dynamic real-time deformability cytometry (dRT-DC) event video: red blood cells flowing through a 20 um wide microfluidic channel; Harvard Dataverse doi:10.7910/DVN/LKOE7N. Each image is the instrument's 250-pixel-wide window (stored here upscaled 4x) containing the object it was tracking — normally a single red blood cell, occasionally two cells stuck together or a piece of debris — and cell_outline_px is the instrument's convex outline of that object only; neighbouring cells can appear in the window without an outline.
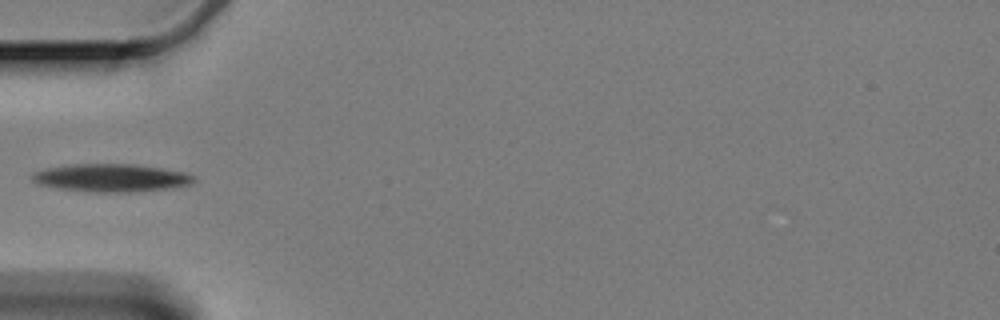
{"species": "Egyptian fruit bat (a non-hibernating species)", "species_latin": "Rousettus aegyptiacus", "temperature_condition": "cold", "stored_images_in_passage": 12, "camera_frame_rate_fps": 3000, "um_per_image_px": 0.085, "animal": {"sex": "female"}, "frame": {"image": 1, "passage_image": 1, "time_ms": 0.0, "image_size_px": [1000, 320], "cell_outline_px": [[196, 180], [192, 184], [168, 188], [136, 192], [88, 192], [56, 188], [36, 184], [32, 180], [32, 172], [44, 168], [72, 164], [136, 164], [184, 172], [196, 176]], "centroid_in_image_um": [9.42, 15.12], "position_along_channel_um": 75.6, "area_um2": 26.59}}
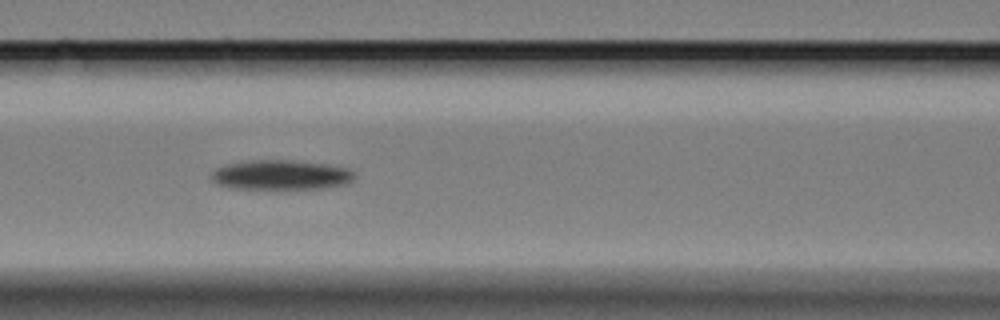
{"frame": {"image": 2, "passage_image": 7, "time_ms": 2.0, "image_size_px": [1000, 320], "cell_outline_px": [[356, 176], [348, 184], [324, 188], [232, 188], [216, 184], [208, 176], [216, 168], [228, 164], [252, 160], [292, 160], [328, 164], [348, 168], [356, 172]], "centroid_in_image_um": [23.91, 14.86], "position_along_channel_um": 142.7, "area_um2": 24.91}}
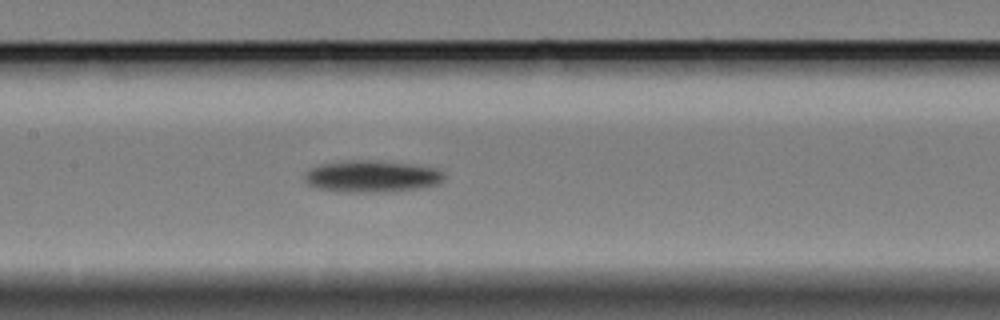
{"frame": {"image": 3, "passage_image": 10, "time_ms": 3.0, "image_size_px": [1000, 320], "cell_outline_px": [[444, 180], [440, 184], [424, 188], [392, 192], [336, 192], [316, 188], [308, 184], [304, 180], [304, 172], [308, 168], [320, 164], [344, 160], [380, 160], [416, 164], [436, 168], [444, 172]], "centroid_in_image_um": [31.62, 14.99], "position_along_channel_um": 175.8, "area_um2": 26.88}}